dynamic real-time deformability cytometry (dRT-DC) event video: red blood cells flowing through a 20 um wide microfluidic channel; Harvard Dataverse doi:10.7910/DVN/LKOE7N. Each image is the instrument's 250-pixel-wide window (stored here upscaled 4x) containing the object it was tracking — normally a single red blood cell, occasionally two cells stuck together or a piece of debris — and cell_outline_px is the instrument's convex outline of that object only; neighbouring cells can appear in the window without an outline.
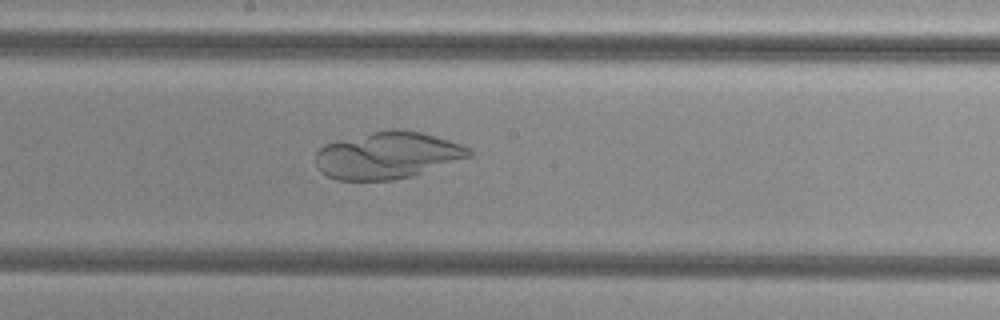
{"species": "common noctule bat (a hibernating species)", "species_latin": "Nyctalus noctula", "temperature_condition": "cold", "stored_images_in_passage": 42, "camera_frame_rate_fps": 3000, "um_per_image_px": 0.085, "animal": {"sex": "female", "body_mass_g": 29.2, "forearm_length_mm": 56.3}, "frame": {"image": 1, "passage_image": 18, "time_ms": 5.667, "image_size_px": [1000, 320], "cell_outline_px": [[472, 152], [468, 156], [412, 176], [392, 180], [336, 180], [320, 172], [316, 168], [316, 152], [324, 144], [372, 132], [396, 128], [400, 128], [420, 132], [448, 140], [472, 148]], "centroid_in_image_um": [32.88, 13.2], "position_along_channel_um": 215.3, "area_um2": 41.5}}
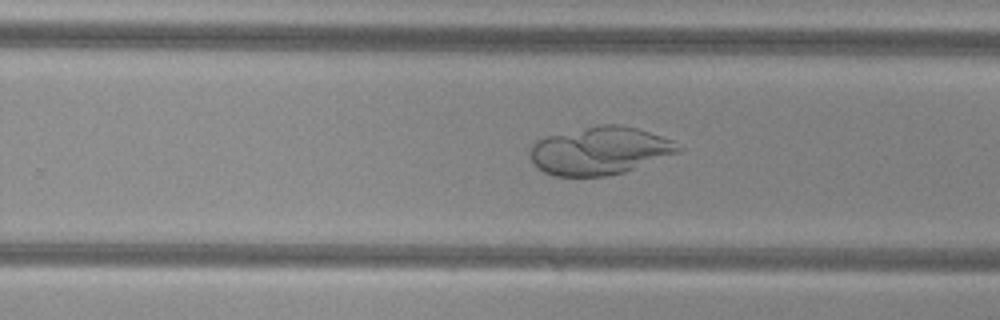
{"frame": {"image": 2, "passage_image": 23, "time_ms": 7.333, "image_size_px": [1000, 320], "cell_outline_px": [[684, 148], [680, 152], [624, 172], [604, 176], [552, 176], [536, 168], [532, 164], [528, 152], [532, 144], [536, 140], [544, 136], [596, 124], [620, 124], [636, 128], [672, 140]], "centroid_in_image_um": [50.92, 12.8], "position_along_channel_um": 278.9, "area_um2": 41.79}}
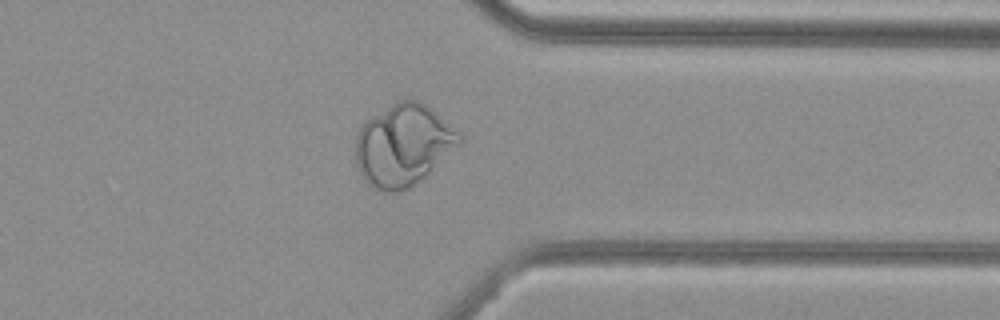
{"frame": {"image": 3, "passage_image": 31, "time_ms": 10.0, "image_size_px": [1000, 320], "cell_outline_px": [[464, 140], [460, 144], [424, 176], [408, 188], [400, 192], [384, 192], [372, 188], [364, 180], [356, 164], [356, 132], [372, 116], [392, 104], [400, 100], [416, 100], [432, 108], [464, 136]], "centroid_in_image_um": [34.27, 12.34], "position_along_channel_um": 377.1, "area_um2": 49.07}}